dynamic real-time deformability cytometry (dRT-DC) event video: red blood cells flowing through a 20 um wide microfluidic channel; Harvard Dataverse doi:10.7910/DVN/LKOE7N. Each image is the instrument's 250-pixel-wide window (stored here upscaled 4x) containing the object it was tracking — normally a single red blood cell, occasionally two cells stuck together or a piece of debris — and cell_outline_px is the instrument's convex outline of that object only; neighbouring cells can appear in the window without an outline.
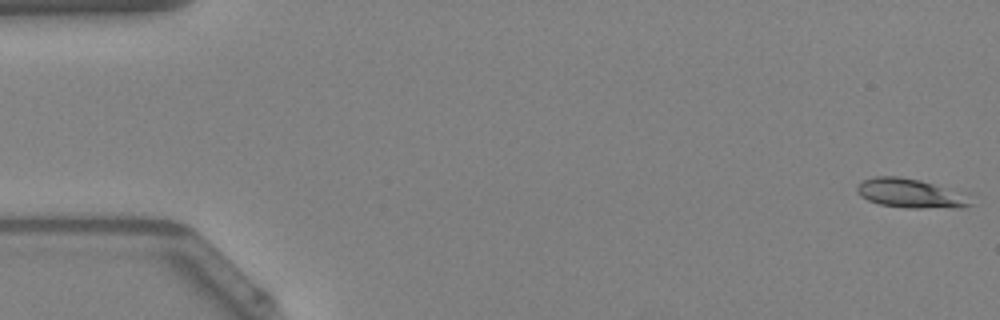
{"species": "Egyptian fruit bat (a non-hibernating species)", "species_latin": "Rousettus aegyptiacus", "temperature_condition": "warm", "stored_images_in_passage": 11, "camera_frame_rate_fps": 3000, "um_per_image_px": 0.085, "animal": {"sex": "female"}, "frame": {"image": 1, "passage_image": 1, "time_ms": 0.0, "image_size_px": [1000, 320], "cell_outline_px": [[972, 204], [960, 208], [908, 208], [880, 204], [868, 200], [860, 196], [856, 192], [856, 188], [864, 180], [872, 176], [900, 176], [920, 180], [968, 192]], "centroid_in_image_um": [77.47, 16.43], "position_along_channel_um": 7.5, "area_um2": 19.77}}